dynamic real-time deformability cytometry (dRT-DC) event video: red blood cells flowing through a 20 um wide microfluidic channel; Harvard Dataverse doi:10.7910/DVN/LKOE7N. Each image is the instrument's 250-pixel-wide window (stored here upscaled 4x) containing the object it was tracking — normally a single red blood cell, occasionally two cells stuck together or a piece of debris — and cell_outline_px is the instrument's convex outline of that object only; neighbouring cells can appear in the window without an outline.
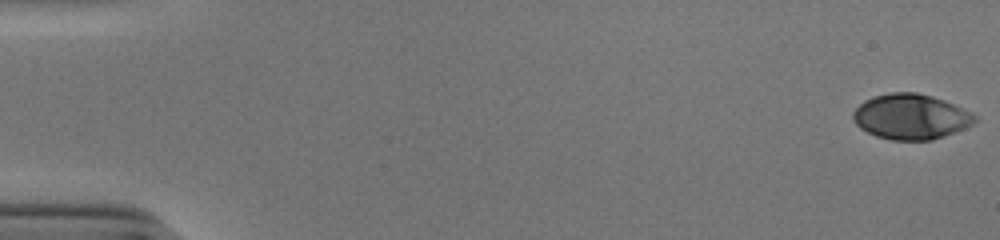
{"species": "human", "species_latin": "Homo sapiens", "temperature_condition": "cold", "stored_images_in_passage": 53, "camera_frame_rate_fps": 3000, "um_per_image_px": 0.085, "donor": {"sex": "male"}, "frame": {"image": 1, "passage_image": 1, "time_ms": 0.0, "image_size_px": [1000, 240], "cell_outline_px": [[976, 120], [972, 124], [964, 128], [944, 136], [932, 140], [892, 140], [876, 136], [860, 128], [852, 120], [852, 112], [864, 100], [872, 96], [892, 92], [916, 92], [932, 96], [944, 100], [972, 112], [976, 116]], "centroid_in_image_um": [77.4, 9.91], "position_along_channel_um": 7.6, "area_um2": 32.19}}
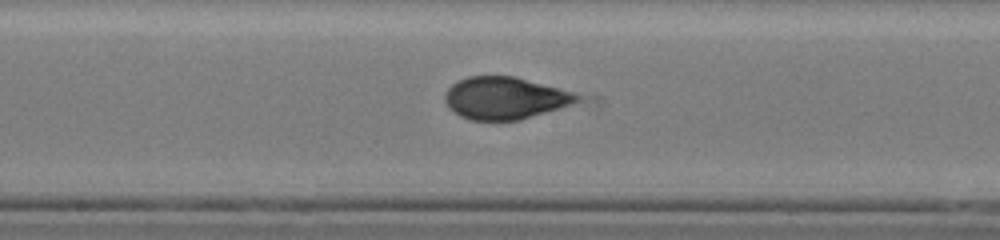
{"frame": {"image": 2, "passage_image": 29, "time_ms": 9.333, "image_size_px": [1000, 240], "cell_outline_px": [[580, 100], [572, 104], [560, 108], [520, 120], [468, 120], [460, 116], [448, 108], [444, 100], [444, 96], [448, 88], [452, 84], [468, 76], [512, 76], [576, 92], [580, 96]], "centroid_in_image_um": [42.91, 8.34], "position_along_channel_um": 205.3, "area_um2": 32.54}}
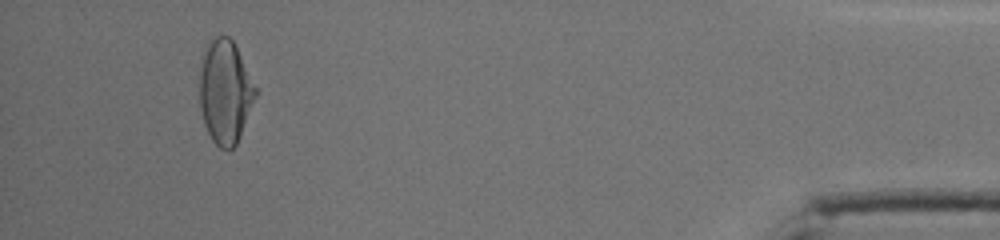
{"frame": {"image": 3, "passage_image": 50, "time_ms": 16.333, "image_size_px": [1000, 240], "cell_outline_px": [[256, 96], [236, 144], [228, 152], [220, 148], [212, 140], [204, 124], [200, 108], [200, 72], [204, 48], [208, 40], [216, 36], [228, 36], [232, 40], [256, 88]], "centroid_in_image_um": [19.11, 7.81], "position_along_channel_um": 416.1, "area_um2": 33.35}, "authors_computed_cell_mechanics": {"area_um2": 32.4258, "velocity_mm_per_s": 3.92, "shape_relaxation_time_tau1_ms": 8.6308, "shape_relaxation_time_tau2_ms": 0.8028, "deformation_change_tau1": 0.2812, "deformation_change_tau2": 0.0528}}